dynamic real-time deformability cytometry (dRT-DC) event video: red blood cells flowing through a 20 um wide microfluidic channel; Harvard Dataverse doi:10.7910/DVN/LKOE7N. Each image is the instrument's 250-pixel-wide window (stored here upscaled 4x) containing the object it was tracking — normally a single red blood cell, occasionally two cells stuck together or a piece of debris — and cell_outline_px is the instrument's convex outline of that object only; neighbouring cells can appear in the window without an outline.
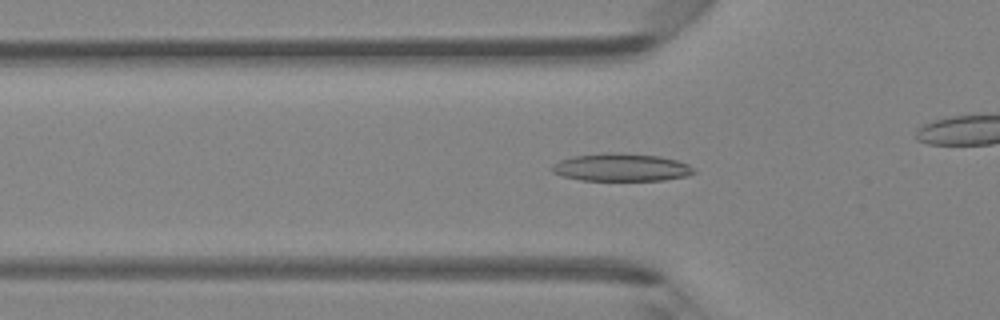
{"species": "Egyptian fruit bat (a non-hibernating species)", "species_latin": "Rousettus aegyptiacus", "temperature_condition": "room temperature", "stored_images_in_passage": 40, "camera_frame_rate_fps": 3000, "um_per_image_px": 0.085, "animal": {"sex": "female"}, "frame": {"image": 1, "passage_image": 16, "time_ms": 5.0, "image_size_px": [1000, 320], "cell_outline_px": [[696, 172], [688, 176], [664, 180], [580, 180], [560, 176], [552, 172], [552, 164], [560, 160], [572, 156], [604, 152], [608, 152], [660, 156], [676, 160], [688, 164]], "centroid_in_image_um": [52.77, 14.23], "position_along_channel_um": 73.0, "area_um2": 23.0}}
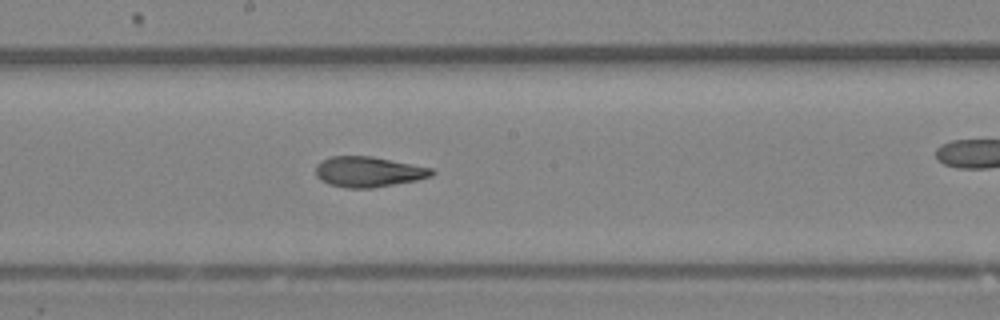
{"frame": {"image": 2, "passage_image": 26, "time_ms": 8.333, "image_size_px": [1000, 320], "cell_outline_px": [[436, 172], [432, 176], [416, 180], [372, 188], [348, 188], [328, 184], [320, 180], [316, 176], [316, 164], [320, 160], [332, 156], [372, 156], [432, 168]], "centroid_in_image_um": [31.29, 14.6], "position_along_channel_um": 216.9, "area_um2": 20.63}}
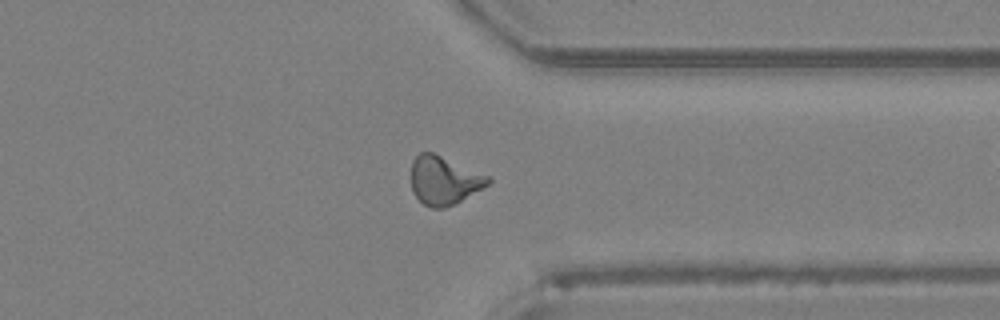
{"frame": {"image": 3, "passage_image": 37, "time_ms": 12.0, "image_size_px": [1000, 320], "cell_outline_px": [[492, 180], [488, 184], [460, 200], [444, 208], [432, 208], [424, 204], [412, 192], [412, 160], [420, 152], [432, 152], [488, 176]], "centroid_in_image_um": [37.7, 15.32], "position_along_channel_um": 373.7, "area_um2": 21.1}, "authors_computed_cell_mechanics": {"area_um2": 21.1548, "velocity_mm_per_s": 4.3231, "shape_relaxation_time_tau1_ms": null, "shape_relaxation_time_tau2_ms": 2.2187, "deformation_change_tau1": null, "deformation_change_tau2": 0.0856}}